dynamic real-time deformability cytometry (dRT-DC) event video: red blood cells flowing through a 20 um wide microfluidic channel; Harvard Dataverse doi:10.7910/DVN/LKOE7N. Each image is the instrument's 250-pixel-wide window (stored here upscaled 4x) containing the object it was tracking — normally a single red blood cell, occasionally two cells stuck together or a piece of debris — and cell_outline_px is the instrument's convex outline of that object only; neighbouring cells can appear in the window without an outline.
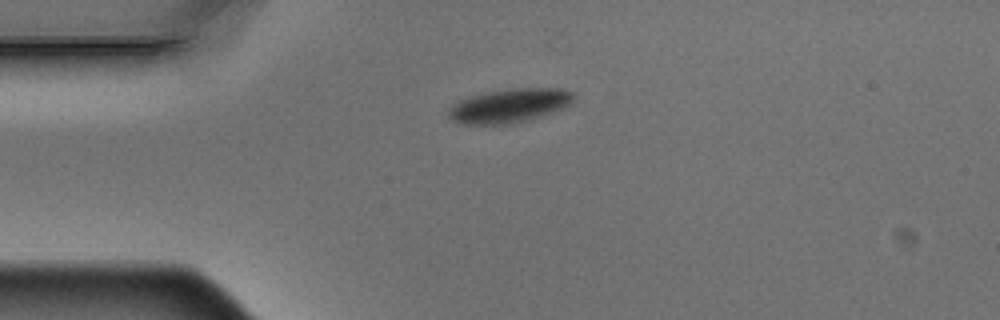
{"species": "Egyptian fruit bat (a non-hibernating species)", "species_latin": "Rousettus aegyptiacus", "temperature_condition": "warm", "stored_images_in_passage": 7, "camera_frame_rate_fps": 3000, "um_per_image_px": 0.085, "animal": {"sex": "male"}, "frame": {"image": 1, "passage_image": 1, "time_ms": 0.0, "image_size_px": [1000, 320], "cell_outline_px": [[572, 100], [564, 108], [528, 120], [504, 124], [464, 124], [452, 120], [448, 116], [448, 108], [452, 104], [468, 96], [488, 92], [516, 88], [560, 88], [572, 92]], "centroid_in_image_um": [43.25, 8.98], "position_along_channel_um": 41.7, "area_um2": 24.45}}
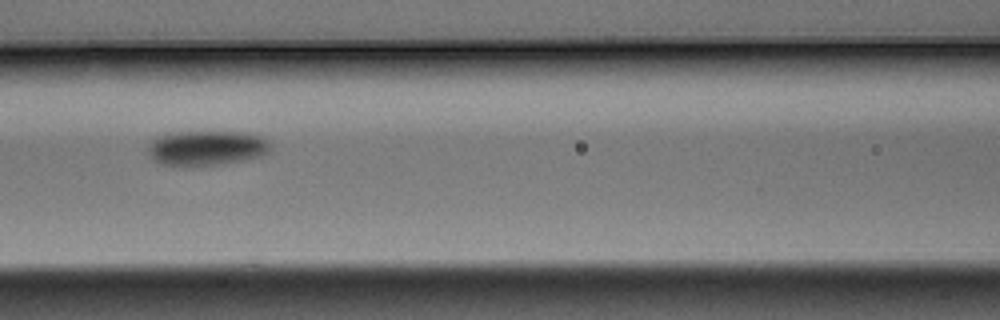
{"frame": {"image": 2, "passage_image": 4, "time_ms": 1.0, "image_size_px": [1000, 320], "cell_outline_px": [[272, 148], [268, 152], [260, 156], [244, 160], [220, 164], [192, 168], [180, 168], [160, 164], [152, 160], [148, 152], [148, 148], [152, 140], [156, 136], [168, 132], [244, 132], [264, 136], [272, 144]], "centroid_in_image_um": [17.53, 12.61], "position_along_channel_um": 149.1, "area_um2": 25.89}}
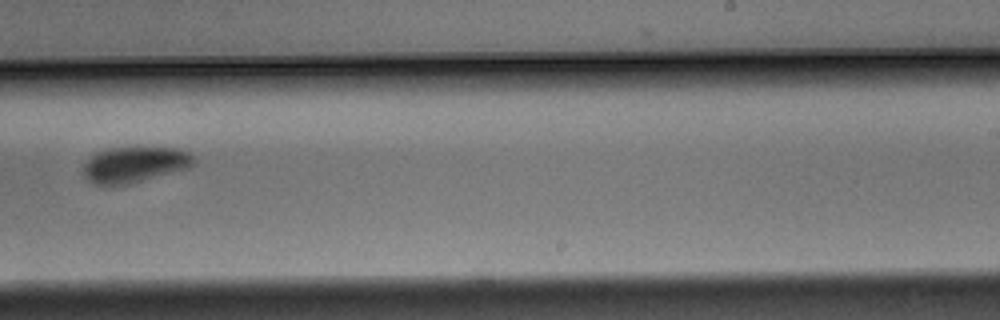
{"frame": {"image": 3, "passage_image": 7, "time_ms": 2.0, "image_size_px": [1000, 320], "cell_outline_px": [[196, 160], [192, 164], [184, 168], [128, 184], [96, 184], [88, 180], [84, 176], [84, 164], [96, 152], [108, 148], [180, 148], [188, 152]], "centroid_in_image_um": [11.41, 13.97], "position_along_channel_um": 277.6, "area_um2": 22.31}}